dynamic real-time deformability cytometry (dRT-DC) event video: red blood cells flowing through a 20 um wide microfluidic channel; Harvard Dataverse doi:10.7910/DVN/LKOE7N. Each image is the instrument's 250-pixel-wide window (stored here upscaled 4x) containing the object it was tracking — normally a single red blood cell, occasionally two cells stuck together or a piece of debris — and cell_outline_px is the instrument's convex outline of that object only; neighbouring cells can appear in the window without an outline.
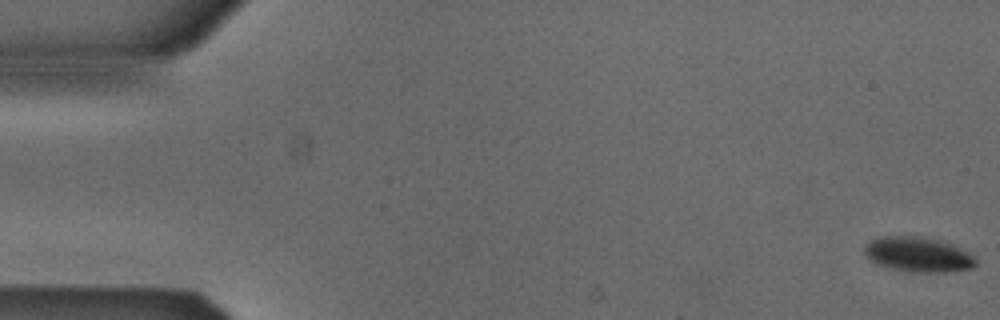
{"species": "Egyptian fruit bat (a non-hibernating species)", "species_latin": "Rousettus aegyptiacus", "temperature_condition": "cold", "stored_images_in_passage": 53, "camera_frame_rate_fps": 3000, "um_per_image_px": 0.085, "animal": {"sex": "male"}, "frame": {"image": 1, "passage_image": 1, "time_ms": 0.0, "image_size_px": [1000, 320], "cell_outline_px": [[976, 264], [972, 268], [948, 272], [912, 272], [892, 268], [876, 264], [864, 256], [864, 248], [876, 236], [932, 236], [944, 240], [968, 252], [976, 260]], "centroid_in_image_um": [78.04, 21.61], "position_along_channel_um": 7.0, "area_um2": 23.0}}
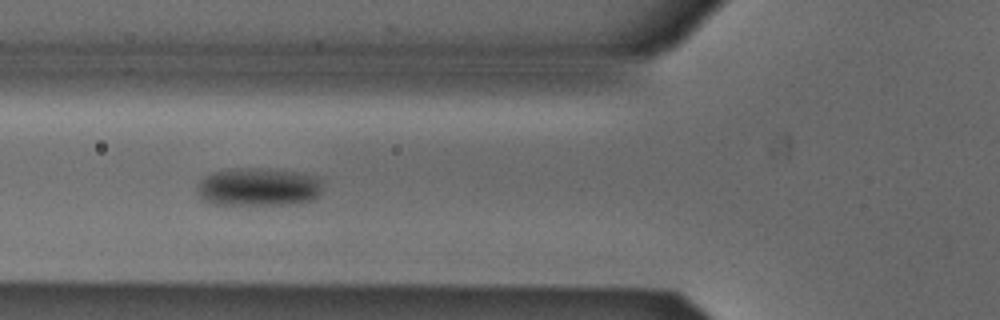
{"frame": {"image": 2, "passage_image": 20, "time_ms": 6.333, "image_size_px": [1000, 320], "cell_outline_px": [[320, 196], [312, 200], [296, 204], [216, 204], [204, 200], [200, 196], [196, 188], [196, 184], [204, 176], [212, 172], [236, 168], [260, 168], [296, 172], [316, 176], [320, 180]], "centroid_in_image_um": [21.95, 15.89], "position_along_channel_um": 103.9, "area_um2": 27.92}}
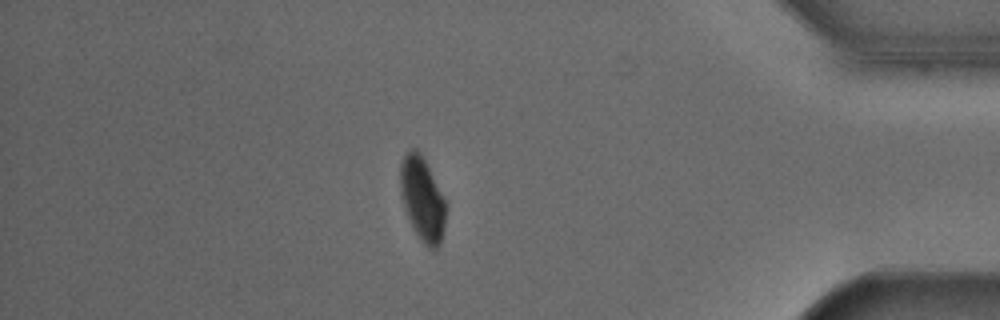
{"frame": {"image": 3, "passage_image": 46, "time_ms": 15.0, "image_size_px": [1000, 320], "cell_outline_px": [[448, 208], [440, 244], [436, 248], [428, 248], [420, 240], [404, 208], [400, 196], [400, 164], [404, 156], [412, 148], [416, 148], [420, 152]], "centroid_in_image_um": [35.89, 16.93], "position_along_channel_um": 399.3, "area_um2": 21.91}, "authors_computed_cell_mechanics": {"area_um2": 25.143, "velocity_mm_per_s": 3.8642, "shape_relaxation_time_tau1_ms": 2.4739, "shape_relaxation_time_tau2_ms": null, "deformation_change_tau1": 0.0851, "deformation_change_tau2": null}}